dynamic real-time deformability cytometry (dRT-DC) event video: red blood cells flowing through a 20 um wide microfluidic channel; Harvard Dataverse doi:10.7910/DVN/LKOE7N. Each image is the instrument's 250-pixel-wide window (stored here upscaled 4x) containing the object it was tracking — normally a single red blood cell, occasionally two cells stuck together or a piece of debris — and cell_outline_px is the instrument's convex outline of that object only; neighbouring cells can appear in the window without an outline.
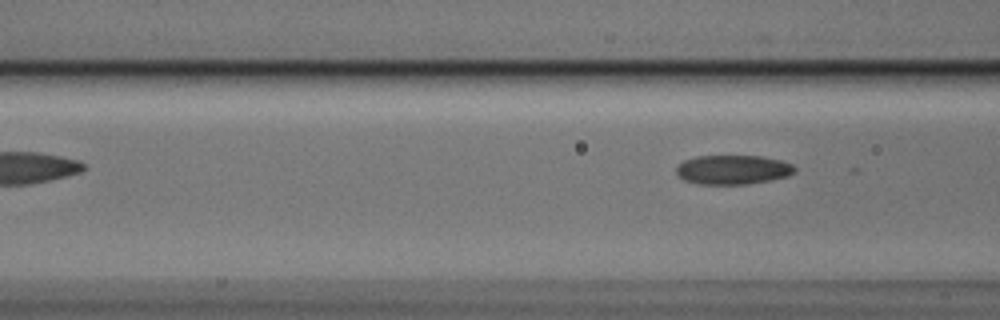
{"species": "Egyptian fruit bat (a non-hibernating species)", "species_latin": "Rousettus aegyptiacus", "temperature_condition": "cold", "stored_images_in_passage": 9, "camera_frame_rate_fps": 3000, "um_per_image_px": 0.085, "animal": {"sex": "male"}, "frame": {"image": 1, "passage_image": 9, "time_ms": 2.667, "image_size_px": [1000, 320], "cell_outline_px": [[796, 172], [788, 176], [748, 184], [700, 184], [684, 180], [676, 172], [676, 168], [684, 160], [696, 156], [760, 156], [780, 160], [792, 164], [796, 168]], "centroid_in_image_um": [62.31, 14.42], "position_along_channel_um": 104.3, "area_um2": 20.11}}